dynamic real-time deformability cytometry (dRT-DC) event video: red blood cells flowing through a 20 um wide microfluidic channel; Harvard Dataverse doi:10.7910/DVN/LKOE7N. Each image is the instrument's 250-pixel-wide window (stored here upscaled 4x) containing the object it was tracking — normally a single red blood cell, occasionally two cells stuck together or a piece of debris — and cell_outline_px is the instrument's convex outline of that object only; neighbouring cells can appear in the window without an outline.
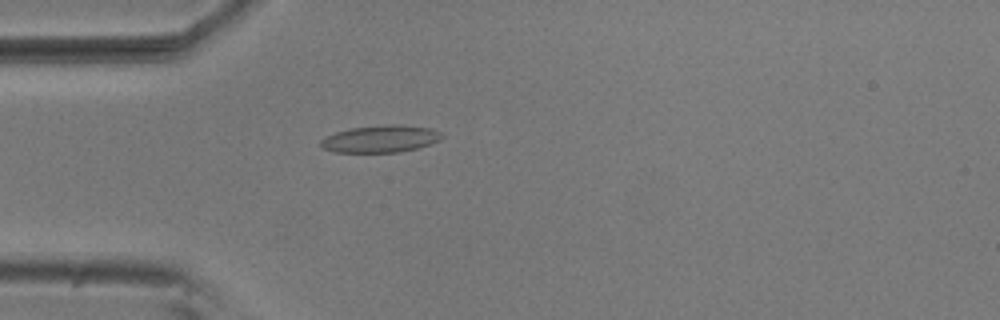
{"species": "common noctule bat (a hibernating species)", "species_latin": "Nyctalus noctula", "temperature_condition": "room temperature", "stored_images_in_passage": 43, "camera_frame_rate_fps": 3000, "um_per_image_px": 0.085, "animal": {"sex": "male", "body_mass_g": 20.5, "forearm_length_mm": 52.5}, "frame": {"image": 1, "passage_image": 10, "time_ms": 3.0, "image_size_px": [1000, 320], "cell_outline_px": [[444, 136], [440, 140], [416, 148], [400, 152], [332, 152], [324, 148], [320, 144], [320, 140], [324, 136], [336, 132], [352, 128], [388, 124], [400, 124], [432, 128], [440, 132]], "centroid_in_image_um": [32.34, 11.79], "position_along_channel_um": 52.7, "area_um2": 19.19}}
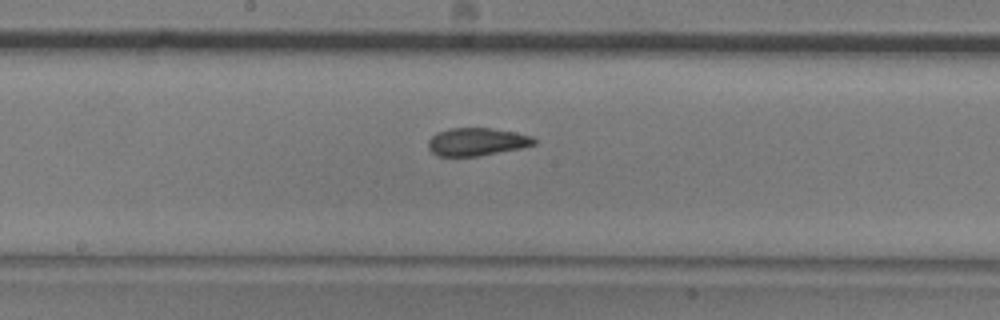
{"frame": {"image": 2, "passage_image": 23, "time_ms": 7.333, "image_size_px": [1000, 320], "cell_outline_px": [[536, 144], [520, 148], [476, 156], [436, 156], [428, 148], [428, 140], [436, 132], [448, 128], [492, 128], [516, 132], [532, 136], [536, 140]], "centroid_in_image_um": [40.5, 12.04], "position_along_channel_um": 207.7, "area_um2": 17.22}}
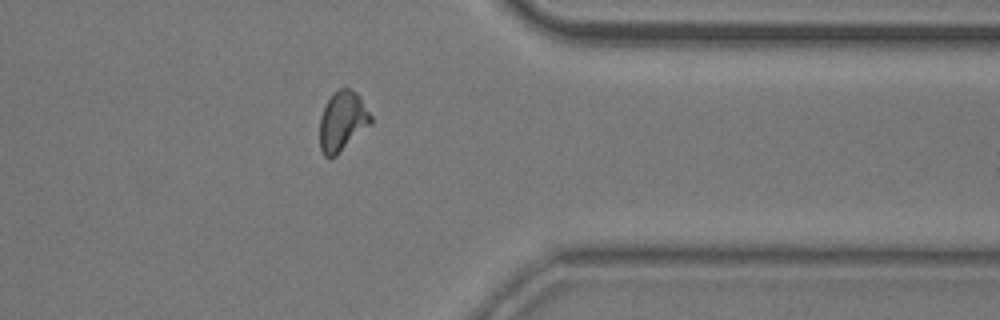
{"frame": {"image": 3, "passage_image": 38, "time_ms": 12.333, "image_size_px": [1000, 320], "cell_outline_px": [[372, 124], [336, 156], [324, 156], [320, 148], [320, 116], [328, 100], [340, 88], [348, 88], [356, 92], [360, 96], [372, 116]], "centroid_in_image_um": [29.13, 10.32], "position_along_channel_um": 382.3, "area_um2": 17.74}}